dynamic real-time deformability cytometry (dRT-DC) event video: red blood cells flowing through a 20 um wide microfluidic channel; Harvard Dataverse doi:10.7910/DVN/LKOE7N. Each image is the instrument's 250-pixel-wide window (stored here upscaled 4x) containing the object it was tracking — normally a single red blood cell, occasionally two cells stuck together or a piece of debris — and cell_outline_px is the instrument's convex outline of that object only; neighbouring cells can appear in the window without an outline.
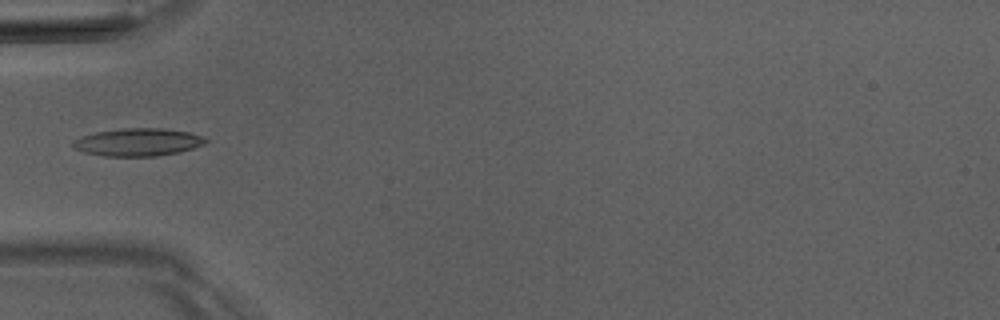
{"species": "Egyptian fruit bat (a non-hibernating species)", "species_latin": "Rousettus aegyptiacus", "temperature_condition": "room temperature", "stored_images_in_passage": 4, "camera_frame_rate_fps": 3000, "um_per_image_px": 0.085, "animal": {"sex": "male"}, "frame": {"image": 1, "passage_image": 2, "time_ms": 1.333, "image_size_px": [1000, 320], "cell_outline_px": [[208, 140], [204, 144], [180, 152], [156, 156], [104, 156], [84, 152], [72, 148], [72, 140], [80, 136], [96, 132], [124, 128], [164, 128], [188, 132], [204, 136]], "centroid_in_image_um": [11.7, 12.08], "position_along_channel_um": 73.3, "area_um2": 21.56}}
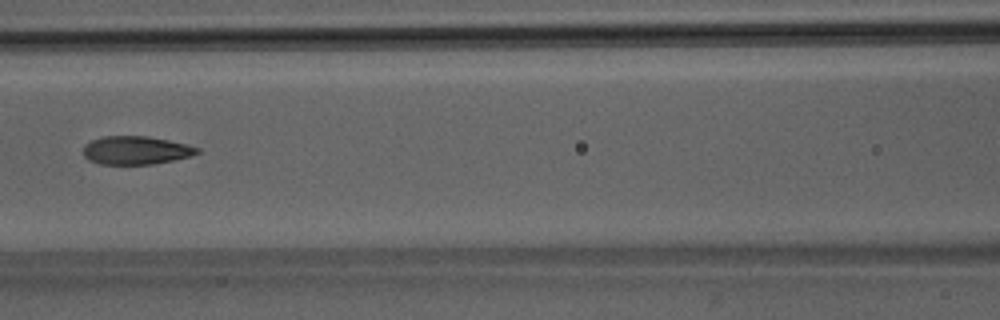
{"frame": {"image": 2, "passage_image": 4, "time_ms": 3.333, "image_size_px": [1000, 320], "cell_outline_px": [[200, 152], [192, 156], [152, 164], [100, 164], [88, 160], [84, 156], [84, 144], [92, 140], [104, 136], [148, 136], [188, 144], [200, 148]], "centroid_in_image_um": [11.57, 12.77], "position_along_channel_um": 155.0, "area_um2": 18.84}}